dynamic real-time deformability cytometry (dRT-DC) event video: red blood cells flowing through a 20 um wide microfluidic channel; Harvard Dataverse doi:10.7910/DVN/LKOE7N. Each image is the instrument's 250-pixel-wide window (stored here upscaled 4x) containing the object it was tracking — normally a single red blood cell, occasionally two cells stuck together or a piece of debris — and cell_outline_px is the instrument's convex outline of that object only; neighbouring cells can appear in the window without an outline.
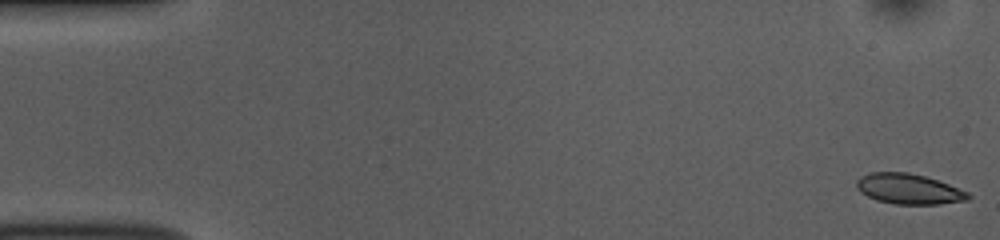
{"species": "common noctule bat (a hibernating species)", "species_latin": "Nyctalus noctula", "temperature_condition": "room temperature", "stored_images_in_passage": 53, "camera_frame_rate_fps": 3000, "um_per_image_px": 0.085, "animal": {"sex": "female", "body_mass_g": 10.0, "forearm_length_mm": 53.1}, "frame": {"image": 1, "passage_image": 1, "time_ms": 0.0, "image_size_px": [1000, 240], "cell_outline_px": [[972, 196], [968, 200], [940, 204], [892, 204], [876, 200], [860, 192], [856, 188], [856, 180], [860, 176], [872, 172], [908, 172], [924, 176], [948, 184], [968, 192]], "centroid_in_image_um": [77.22, 16.06], "position_along_channel_um": 7.8, "area_um2": 19.77}}
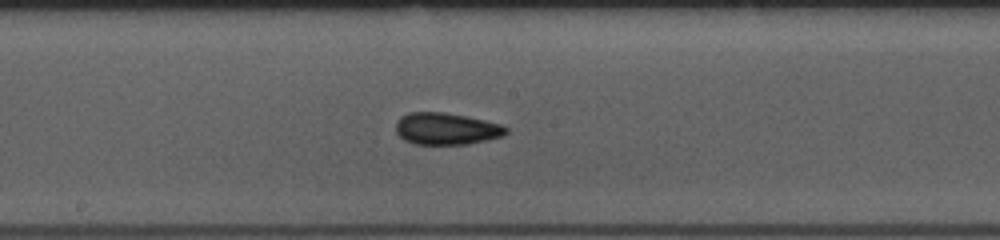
{"frame": {"image": 2, "passage_image": 28, "time_ms": 9.0, "image_size_px": [1000, 240], "cell_outline_px": [[508, 132], [504, 136], [468, 144], [416, 144], [404, 140], [396, 132], [396, 120], [400, 116], [408, 112], [444, 112], [504, 124], [508, 128]], "centroid_in_image_um": [37.95, 10.94], "position_along_channel_um": 210.3, "area_um2": 20.63}}
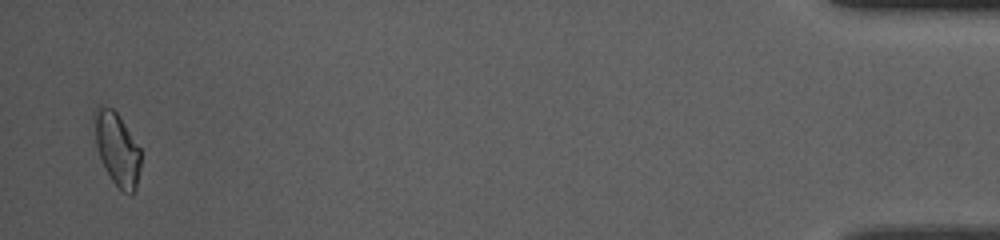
{"frame": {"image": 3, "passage_image": 52, "time_ms": 17.0, "image_size_px": [1000, 240], "cell_outline_px": [[140, 168], [136, 188], [132, 196], [124, 192], [112, 180], [100, 156], [96, 144], [92, 120], [92, 116], [96, 104], [100, 104], [112, 108], [116, 112], [140, 148]], "centroid_in_image_um": [9.92, 12.61], "position_along_channel_um": 425.3, "area_um2": 19.65}, "authors_computed_cell_mechanics": {"area_um2": 19.7676, "velocity_mm_per_s": 3.7468, "shape_relaxation_time_tau1_ms": 5.0083, "shape_relaxation_time_tau2_ms": 3.1118, "deformation_change_tau1": 0.1046, "deformation_change_tau2": 0.0694}}